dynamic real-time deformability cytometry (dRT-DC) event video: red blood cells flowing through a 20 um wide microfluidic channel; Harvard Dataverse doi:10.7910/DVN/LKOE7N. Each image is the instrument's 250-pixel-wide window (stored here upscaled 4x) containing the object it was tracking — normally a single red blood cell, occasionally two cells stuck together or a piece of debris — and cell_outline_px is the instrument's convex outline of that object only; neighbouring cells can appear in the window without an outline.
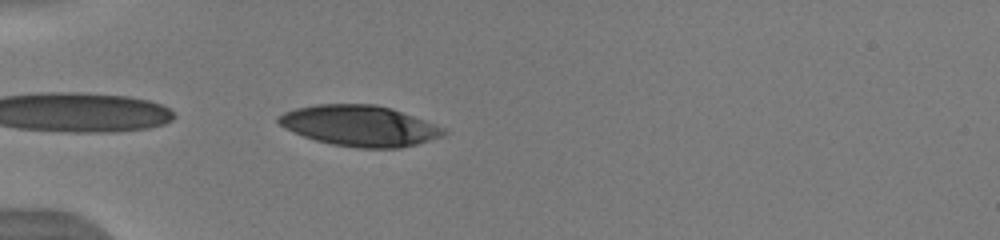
{"species": "human", "species_latin": "Homo sapiens", "temperature_condition": "warm", "stored_images_in_passage": 34, "camera_frame_rate_fps": 3000, "um_per_image_px": 0.085, "donor": {"sex": "male"}, "frame": {"image": 1, "passage_image": 1, "time_ms": 0.0, "image_size_px": [1000, 240], "cell_outline_px": [[448, 132], [444, 136], [416, 144], [400, 148], [356, 148], [332, 144], [316, 140], [304, 136], [284, 128], [276, 120], [276, 116], [284, 112], [296, 108], [316, 104], [376, 104], [392, 108], [424, 120], [444, 128]], "centroid_in_image_um": [30.56, 10.69], "position_along_channel_um": 54.4, "area_um2": 39.25}}
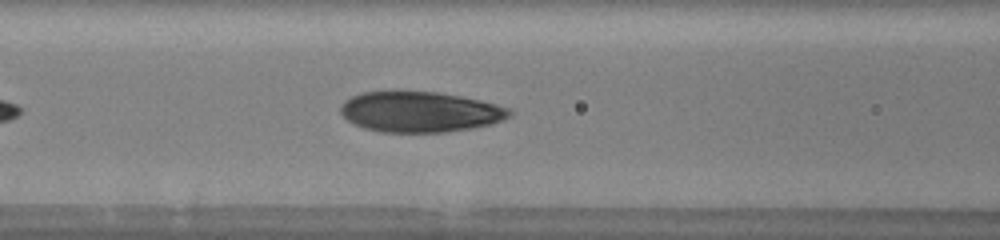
{"frame": {"image": 2, "passage_image": 8, "time_ms": 2.333, "image_size_px": [1000, 240], "cell_outline_px": [[512, 112], [508, 116], [492, 124], [472, 128], [448, 132], [380, 132], [364, 128], [348, 120], [340, 112], [340, 108], [344, 100], [360, 92], [392, 88], [436, 92], [460, 96], [480, 100], [496, 104], [508, 108]], "centroid_in_image_um": [35.62, 9.46], "position_along_channel_um": 131.0, "area_um2": 40.69}}
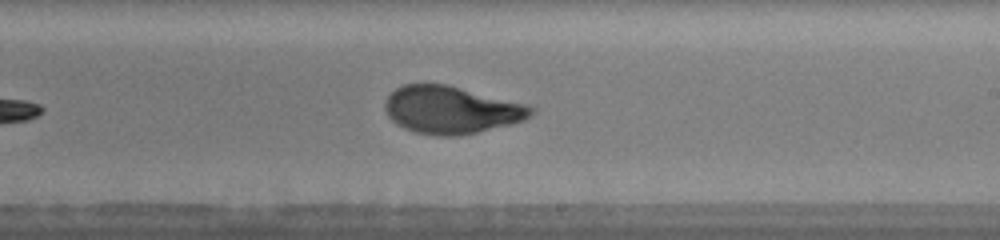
{"frame": {"image": 3, "passage_image": 17, "time_ms": 5.333, "image_size_px": [1000, 240], "cell_outline_px": [[536, 108], [524, 120], [512, 124], [476, 132], [456, 136], [436, 136], [416, 132], [404, 128], [396, 124], [388, 116], [384, 108], [384, 104], [388, 96], [396, 88], [404, 84], [448, 84], [532, 104]], "centroid_in_image_um": [38.39, 9.32], "position_along_channel_um": 250.6, "area_um2": 40.86}, "authors_computed_cell_mechanics": {"area_um2": 40.171, "velocity_mm_per_s": 3.9973, "shape_relaxation_time_tau1_ms": 7.6868, "shape_relaxation_time_tau2_ms": 0.7292, "deformation_change_tau1": 0.259, "deformation_change_tau2": 0.061}}